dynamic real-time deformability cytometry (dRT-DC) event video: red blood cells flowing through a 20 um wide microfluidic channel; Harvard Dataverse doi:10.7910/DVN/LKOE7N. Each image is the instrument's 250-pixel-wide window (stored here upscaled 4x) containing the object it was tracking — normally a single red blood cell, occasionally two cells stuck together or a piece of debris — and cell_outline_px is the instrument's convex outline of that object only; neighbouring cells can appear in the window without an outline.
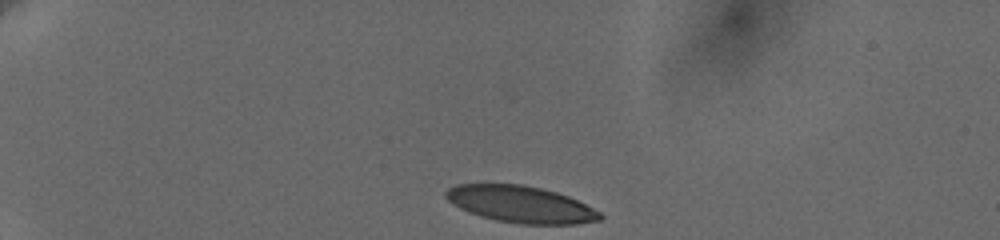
{"species": "human", "species_latin": "Homo sapiens", "temperature_condition": "cold", "stored_images_in_passage": 29, "camera_frame_rate_fps": 3000, "um_per_image_px": 0.085, "donor": {"sex": "female"}, "frame": {"image": 1, "passage_image": 1, "time_ms": 0.0, "image_size_px": [1000, 240], "cell_outline_px": [[604, 216], [600, 220], [576, 224], [520, 224], [496, 220], [480, 216], [468, 212], [452, 204], [444, 196], [444, 192], [448, 188], [456, 184], [524, 184], [556, 192], [568, 196], [600, 212]], "centroid_in_image_um": [44.23, 17.36], "position_along_channel_um": 40.8, "area_um2": 33.0}}
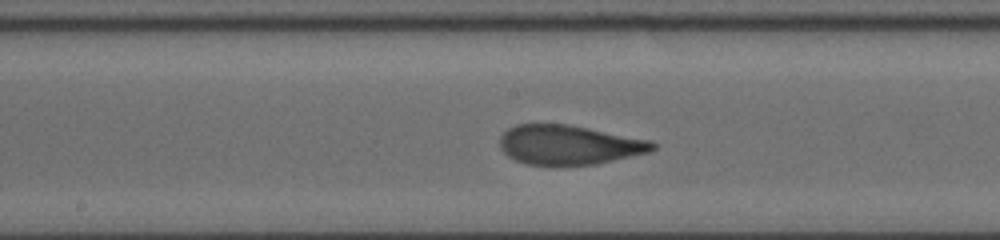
{"frame": {"image": 2, "passage_image": 16, "time_ms": 6.333, "image_size_px": [1000, 240], "cell_outline_px": [[656, 148], [648, 152], [596, 164], [560, 168], [552, 168], [528, 164], [516, 160], [508, 156], [500, 148], [500, 136], [508, 128], [516, 124], [568, 124], [652, 140], [656, 144]], "centroid_in_image_um": [48.34, 12.35], "position_along_channel_um": 199.9, "area_um2": 35.95}}
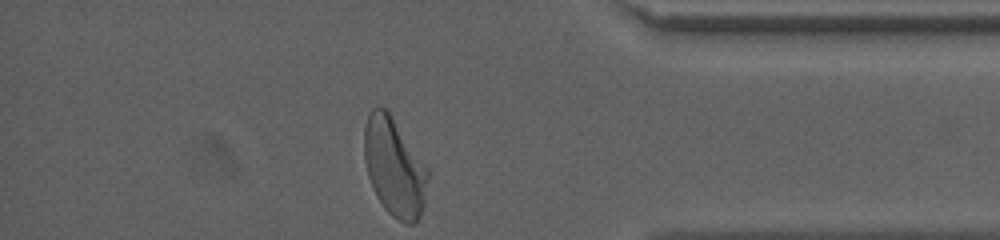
{"frame": {"image": 3, "passage_image": 29, "time_ms": 12.333, "image_size_px": [1000, 240], "cell_outline_px": [[428, 176], [424, 208], [420, 216], [412, 224], [408, 224], [392, 216], [384, 208], [376, 196], [368, 176], [364, 160], [364, 128], [368, 116], [372, 108], [376, 104], [384, 108], [388, 112], [428, 168]], "centroid_in_image_um": [33.5, 14.22], "position_along_channel_um": 401.7, "area_um2": 36.24}, "authors_computed_cell_mechanics": {"area_um2": 35.3736, "velocity_mm_per_s": 3.6243, "shape_relaxation_time_tau1_ms": 4.5481, "shape_relaxation_time_tau2_ms": 0.8029, "deformation_change_tau1": 0.1984, "deformation_change_tau2": 0.084}}